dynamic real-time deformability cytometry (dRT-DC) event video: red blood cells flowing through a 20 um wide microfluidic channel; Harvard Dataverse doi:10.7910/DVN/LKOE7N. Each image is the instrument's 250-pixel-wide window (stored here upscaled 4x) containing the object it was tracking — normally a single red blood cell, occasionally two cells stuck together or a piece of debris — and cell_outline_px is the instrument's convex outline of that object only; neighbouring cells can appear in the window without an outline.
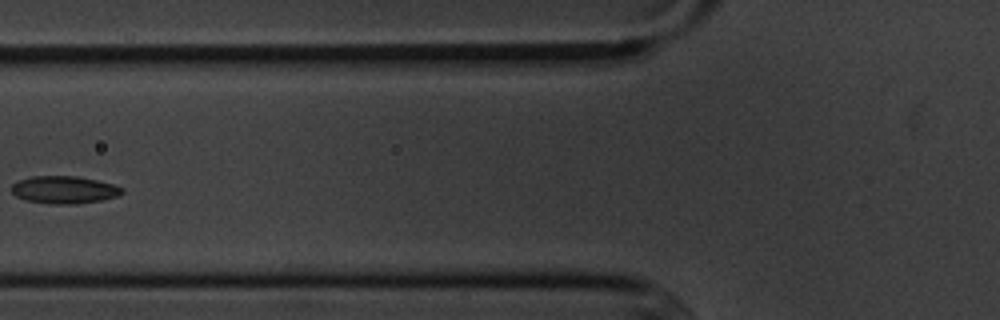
{"species": "common noctule bat (a hibernating species)", "species_latin": "Nyctalus noctula", "temperature_condition": "cold", "stored_images_in_passage": 6, "camera_frame_rate_fps": 3000, "um_per_image_px": 0.085, "animal": {"sex": "male", "body_mass_g": 20.1, "forearm_length_mm": 53.5}, "frame": {"image": 1, "passage_image": 5, "time_ms": 5.667, "image_size_px": [1000, 320], "cell_outline_px": [[124, 192], [116, 196], [100, 200], [72, 204], [48, 204], [28, 200], [16, 196], [12, 192], [12, 184], [20, 180], [32, 176], [76, 176], [96, 180], [112, 184], [124, 188]], "centroid_in_image_um": [5.45, 16.13], "position_along_channel_um": 120.3, "area_um2": 17.51}}
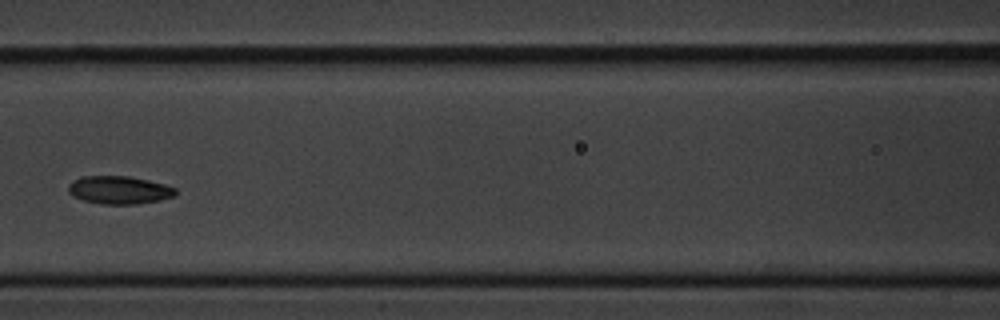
{"frame": {"image": 2, "passage_image": 6, "time_ms": 6.667, "image_size_px": [1000, 320], "cell_outline_px": [[176, 192], [172, 196], [160, 200], [136, 204], [100, 204], [84, 200], [72, 196], [68, 192], [68, 184], [72, 180], [84, 176], [128, 176], [148, 180], [164, 184], [176, 188]], "centroid_in_image_um": [10.09, 16.15], "position_along_channel_um": 156.5, "area_um2": 17.46}}